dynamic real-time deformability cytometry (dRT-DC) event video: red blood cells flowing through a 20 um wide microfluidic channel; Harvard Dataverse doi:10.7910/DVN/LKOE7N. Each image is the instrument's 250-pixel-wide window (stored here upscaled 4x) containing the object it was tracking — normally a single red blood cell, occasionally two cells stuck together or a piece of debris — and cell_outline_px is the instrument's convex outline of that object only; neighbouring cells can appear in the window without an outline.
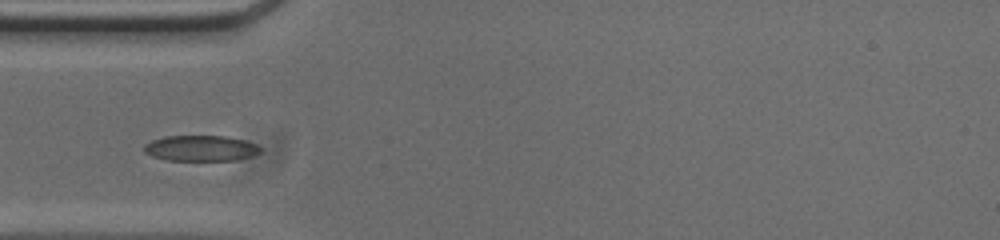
{"species": "common noctule bat (a hibernating species)", "species_latin": "Nyctalus noctula", "temperature_condition": "cold", "stored_images_in_passage": 11, "camera_frame_rate_fps": 3000, "um_per_image_px": 0.085, "animal": {"sex": "male", "body_mass_g": 20.0, "forearm_length_mm": 53.3}, "frame": {"image": 1, "passage_image": 4, "time_ms": 1.0, "image_size_px": [1000, 240], "cell_outline_px": [[264, 148], [260, 152], [252, 156], [236, 160], [168, 160], [152, 156], [144, 152], [144, 144], [152, 140], [164, 136], [224, 136], [244, 140], [256, 144]], "centroid_in_image_um": [17.08, 12.6], "position_along_channel_um": 67.9, "area_um2": 17.46}}
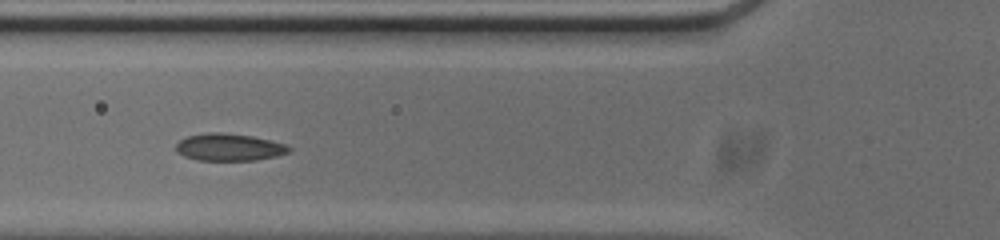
{"frame": {"image": 2, "passage_image": 7, "time_ms": 2.0, "image_size_px": [1000, 240], "cell_outline_px": [[292, 148], [288, 152], [276, 156], [256, 160], [196, 160], [184, 156], [176, 152], [176, 144], [180, 140], [188, 136], [208, 132], [224, 132], [252, 136], [284, 144]], "centroid_in_image_um": [19.44, 12.51], "position_along_channel_um": 106.4, "area_um2": 17.86}}